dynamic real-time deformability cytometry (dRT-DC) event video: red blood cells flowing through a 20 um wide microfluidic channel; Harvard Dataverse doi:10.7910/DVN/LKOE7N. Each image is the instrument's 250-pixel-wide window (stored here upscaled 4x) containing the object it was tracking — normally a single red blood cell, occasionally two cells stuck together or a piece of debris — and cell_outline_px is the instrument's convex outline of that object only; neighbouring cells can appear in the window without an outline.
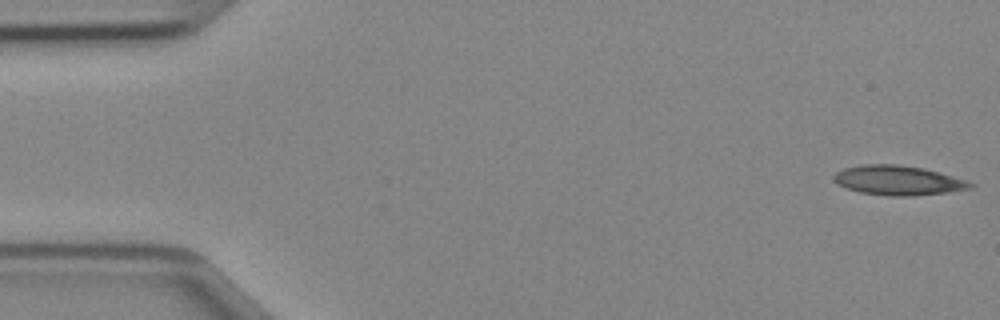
{"species": "Egyptian fruit bat (a non-hibernating species)", "species_latin": "Rousettus aegyptiacus", "temperature_condition": "cold", "stored_images_in_passage": 46, "camera_frame_rate_fps": 3000, "um_per_image_px": 0.085, "animal": {"sex": "female"}, "frame": {"image": 1, "passage_image": 1, "time_ms": 0.0, "image_size_px": [1000, 320], "cell_outline_px": [[976, 184], [972, 188], [948, 192], [912, 196], [888, 196], [860, 192], [848, 188], [832, 180], [832, 176], [836, 172], [844, 168], [864, 164], [896, 164], [924, 168], [968, 180]], "centroid_in_image_um": [76.37, 15.33], "position_along_channel_um": 8.6, "area_um2": 23.58}}
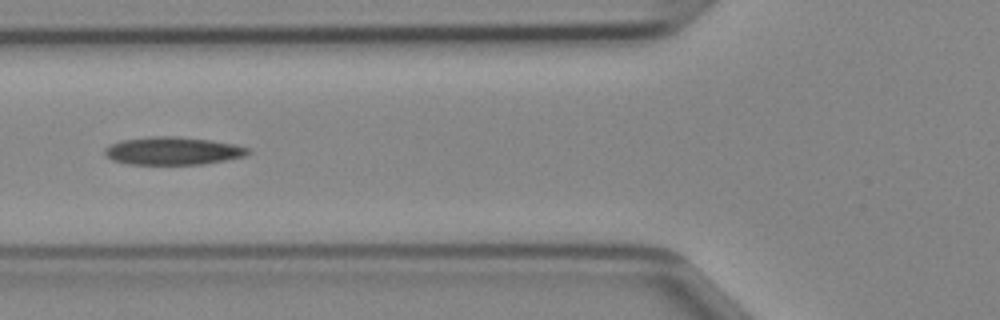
{"frame": {"image": 2, "passage_image": 17, "time_ms": 5.333, "image_size_px": [1000, 320], "cell_outline_px": [[252, 152], [244, 156], [204, 164], [128, 164], [112, 160], [104, 152], [104, 148], [120, 140], [152, 136], [176, 136], [212, 140], [236, 144], [252, 148]], "centroid_in_image_um": [14.74, 12.81], "position_along_channel_um": 111.1, "area_um2": 23.41}}
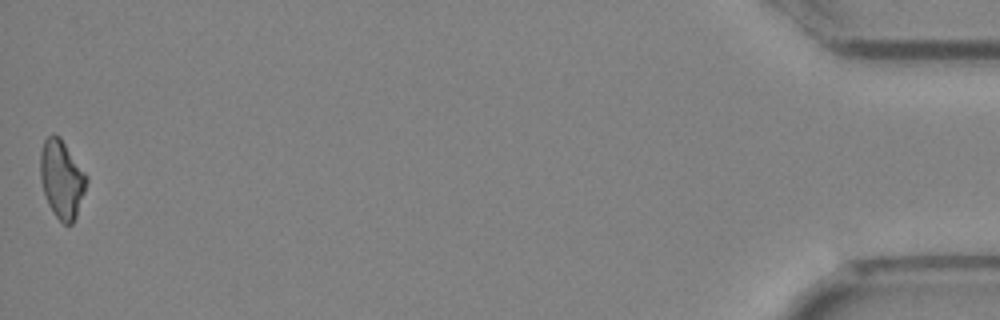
{"frame": {"image": 3, "passage_image": 46, "time_ms": 15.0, "image_size_px": [1000, 320], "cell_outline_px": [[88, 180], [76, 216], [72, 224], [64, 224], [52, 212], [48, 204], [40, 180], [40, 152], [44, 140], [52, 132], [60, 136], [88, 176]], "centroid_in_image_um": [5.24, 15.19], "position_along_channel_um": 430.0, "area_um2": 21.1}}